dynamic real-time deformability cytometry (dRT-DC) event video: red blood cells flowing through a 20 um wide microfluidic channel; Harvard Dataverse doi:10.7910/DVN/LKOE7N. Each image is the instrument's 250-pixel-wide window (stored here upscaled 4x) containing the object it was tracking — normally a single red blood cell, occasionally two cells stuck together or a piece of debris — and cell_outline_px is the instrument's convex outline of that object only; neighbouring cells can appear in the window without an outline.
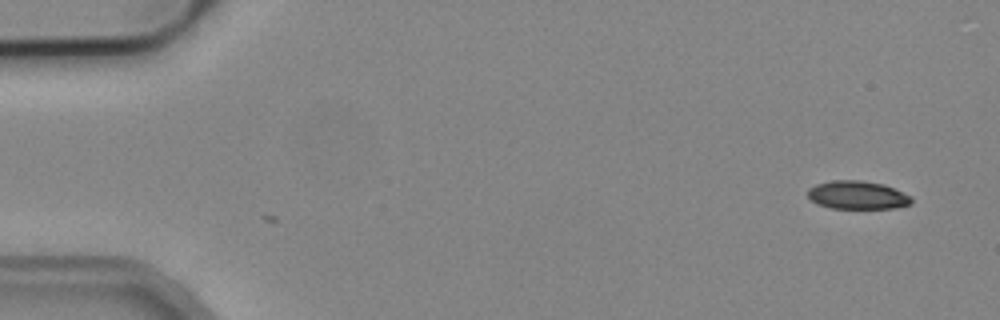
{"species": "common noctule bat (a hibernating species)", "species_latin": "Nyctalus noctula", "temperature_condition": "cold", "stored_images_in_passage": 2, "camera_frame_rate_fps": 3000, "um_per_image_px": 0.085, "animal": {"sex": "male", "body_mass_g": 19.2, "forearm_length_mm": 51.8}, "frame": {"image": 1, "passage_image": 2, "time_ms": 0.333, "image_size_px": [1000, 320], "cell_outline_px": [[912, 204], [896, 208], [832, 208], [816, 204], [808, 196], [808, 188], [816, 184], [832, 180], [860, 180], [884, 184], [912, 196]], "centroid_in_image_um": [72.89, 16.58], "position_along_channel_um": 12.1, "area_um2": 17.17}}